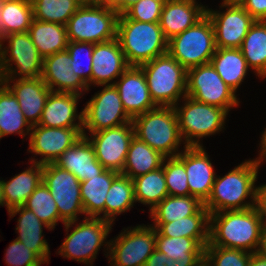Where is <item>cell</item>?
<instances>
[{
  "label": "cell",
  "mask_w": 266,
  "mask_h": 266,
  "mask_svg": "<svg viewBox=\"0 0 266 266\" xmlns=\"http://www.w3.org/2000/svg\"><path fill=\"white\" fill-rule=\"evenodd\" d=\"M263 223L256 207L210 214L207 245L257 253Z\"/></svg>",
  "instance_id": "1"
},
{
  "label": "cell",
  "mask_w": 266,
  "mask_h": 266,
  "mask_svg": "<svg viewBox=\"0 0 266 266\" xmlns=\"http://www.w3.org/2000/svg\"><path fill=\"white\" fill-rule=\"evenodd\" d=\"M263 160H246L223 177L216 175L210 197L204 207L210 214L223 211L245 210L256 206L258 169ZM250 196L251 201H246Z\"/></svg>",
  "instance_id": "2"
},
{
  "label": "cell",
  "mask_w": 266,
  "mask_h": 266,
  "mask_svg": "<svg viewBox=\"0 0 266 266\" xmlns=\"http://www.w3.org/2000/svg\"><path fill=\"white\" fill-rule=\"evenodd\" d=\"M117 39L130 66H140L168 50L159 22H139L125 14L118 18Z\"/></svg>",
  "instance_id": "3"
},
{
  "label": "cell",
  "mask_w": 266,
  "mask_h": 266,
  "mask_svg": "<svg viewBox=\"0 0 266 266\" xmlns=\"http://www.w3.org/2000/svg\"><path fill=\"white\" fill-rule=\"evenodd\" d=\"M135 136L159 151L165 157H175L184 140L179 131L174 107H161L146 111L132 119Z\"/></svg>",
  "instance_id": "4"
},
{
  "label": "cell",
  "mask_w": 266,
  "mask_h": 266,
  "mask_svg": "<svg viewBox=\"0 0 266 266\" xmlns=\"http://www.w3.org/2000/svg\"><path fill=\"white\" fill-rule=\"evenodd\" d=\"M140 67L144 72L151 98L157 106L174 107L179 105V100L187 96V70L168 52Z\"/></svg>",
  "instance_id": "5"
},
{
  "label": "cell",
  "mask_w": 266,
  "mask_h": 266,
  "mask_svg": "<svg viewBox=\"0 0 266 266\" xmlns=\"http://www.w3.org/2000/svg\"><path fill=\"white\" fill-rule=\"evenodd\" d=\"M75 223L76 221L64 223L67 236L58 249V253L63 258L93 265L92 263L104 243V246L107 247L105 250L109 251L110 242L105 240L113 223L102 218L85 217L82 223L75 225V228L68 234L69 228Z\"/></svg>",
  "instance_id": "6"
},
{
  "label": "cell",
  "mask_w": 266,
  "mask_h": 266,
  "mask_svg": "<svg viewBox=\"0 0 266 266\" xmlns=\"http://www.w3.org/2000/svg\"><path fill=\"white\" fill-rule=\"evenodd\" d=\"M184 105L174 108L177 113L179 131L186 146H202L199 139L222 131L229 114L221 107L199 102L190 96L183 98Z\"/></svg>",
  "instance_id": "7"
},
{
  "label": "cell",
  "mask_w": 266,
  "mask_h": 266,
  "mask_svg": "<svg viewBox=\"0 0 266 266\" xmlns=\"http://www.w3.org/2000/svg\"><path fill=\"white\" fill-rule=\"evenodd\" d=\"M215 51L214 29L207 15L168 40L167 52L186 70L210 63Z\"/></svg>",
  "instance_id": "8"
},
{
  "label": "cell",
  "mask_w": 266,
  "mask_h": 266,
  "mask_svg": "<svg viewBox=\"0 0 266 266\" xmlns=\"http://www.w3.org/2000/svg\"><path fill=\"white\" fill-rule=\"evenodd\" d=\"M6 40L8 46L4 48L3 42ZM42 71L43 58L38 53L28 31L12 33L1 39L0 79H15L17 75L18 79L37 78L42 76Z\"/></svg>",
  "instance_id": "9"
},
{
  "label": "cell",
  "mask_w": 266,
  "mask_h": 266,
  "mask_svg": "<svg viewBox=\"0 0 266 266\" xmlns=\"http://www.w3.org/2000/svg\"><path fill=\"white\" fill-rule=\"evenodd\" d=\"M119 14L108 7L80 6L67 21L68 40L103 43L117 38Z\"/></svg>",
  "instance_id": "10"
},
{
  "label": "cell",
  "mask_w": 266,
  "mask_h": 266,
  "mask_svg": "<svg viewBox=\"0 0 266 266\" xmlns=\"http://www.w3.org/2000/svg\"><path fill=\"white\" fill-rule=\"evenodd\" d=\"M123 229L115 240H110L106 252L111 266H145L156 246V229L151 225H138ZM109 253V254H108Z\"/></svg>",
  "instance_id": "11"
},
{
  "label": "cell",
  "mask_w": 266,
  "mask_h": 266,
  "mask_svg": "<svg viewBox=\"0 0 266 266\" xmlns=\"http://www.w3.org/2000/svg\"><path fill=\"white\" fill-rule=\"evenodd\" d=\"M186 94L191 98L227 112L239 105L236 92L219 76L211 63L187 70Z\"/></svg>",
  "instance_id": "12"
},
{
  "label": "cell",
  "mask_w": 266,
  "mask_h": 266,
  "mask_svg": "<svg viewBox=\"0 0 266 266\" xmlns=\"http://www.w3.org/2000/svg\"><path fill=\"white\" fill-rule=\"evenodd\" d=\"M42 182L52 194L63 224L77 221L78 214H85L81 201V182L73 173L48 163L43 165Z\"/></svg>",
  "instance_id": "13"
},
{
  "label": "cell",
  "mask_w": 266,
  "mask_h": 266,
  "mask_svg": "<svg viewBox=\"0 0 266 266\" xmlns=\"http://www.w3.org/2000/svg\"><path fill=\"white\" fill-rule=\"evenodd\" d=\"M130 122L132 119L125 112L114 84L95 93L83 109V132L87 129L90 134Z\"/></svg>",
  "instance_id": "14"
},
{
  "label": "cell",
  "mask_w": 266,
  "mask_h": 266,
  "mask_svg": "<svg viewBox=\"0 0 266 266\" xmlns=\"http://www.w3.org/2000/svg\"><path fill=\"white\" fill-rule=\"evenodd\" d=\"M220 12L206 8L215 36L216 48H240L248 30L256 21L238 2L223 0Z\"/></svg>",
  "instance_id": "15"
},
{
  "label": "cell",
  "mask_w": 266,
  "mask_h": 266,
  "mask_svg": "<svg viewBox=\"0 0 266 266\" xmlns=\"http://www.w3.org/2000/svg\"><path fill=\"white\" fill-rule=\"evenodd\" d=\"M82 136L88 138L95 150L98 162L106 169L122 173L130 143L135 136L132 122L118 127L86 133Z\"/></svg>",
  "instance_id": "16"
},
{
  "label": "cell",
  "mask_w": 266,
  "mask_h": 266,
  "mask_svg": "<svg viewBox=\"0 0 266 266\" xmlns=\"http://www.w3.org/2000/svg\"><path fill=\"white\" fill-rule=\"evenodd\" d=\"M82 133L83 128L32 126L28 151L43 158L39 161L32 158L30 161L41 165L54 163L66 149L78 141Z\"/></svg>",
  "instance_id": "17"
},
{
  "label": "cell",
  "mask_w": 266,
  "mask_h": 266,
  "mask_svg": "<svg viewBox=\"0 0 266 266\" xmlns=\"http://www.w3.org/2000/svg\"><path fill=\"white\" fill-rule=\"evenodd\" d=\"M177 157L184 163L190 195L203 204L210 197L216 173L203 146H186Z\"/></svg>",
  "instance_id": "18"
},
{
  "label": "cell",
  "mask_w": 266,
  "mask_h": 266,
  "mask_svg": "<svg viewBox=\"0 0 266 266\" xmlns=\"http://www.w3.org/2000/svg\"><path fill=\"white\" fill-rule=\"evenodd\" d=\"M120 77L117 79L119 81L114 80L112 83L117 88L123 108L131 119L158 107L151 98L140 66H129Z\"/></svg>",
  "instance_id": "19"
},
{
  "label": "cell",
  "mask_w": 266,
  "mask_h": 266,
  "mask_svg": "<svg viewBox=\"0 0 266 266\" xmlns=\"http://www.w3.org/2000/svg\"><path fill=\"white\" fill-rule=\"evenodd\" d=\"M129 66L117 38L94 44L91 86L112 85Z\"/></svg>",
  "instance_id": "20"
},
{
  "label": "cell",
  "mask_w": 266,
  "mask_h": 266,
  "mask_svg": "<svg viewBox=\"0 0 266 266\" xmlns=\"http://www.w3.org/2000/svg\"><path fill=\"white\" fill-rule=\"evenodd\" d=\"M41 78L52 92L82 95L83 91L89 90V86L72 70L70 55L67 50L43 59Z\"/></svg>",
  "instance_id": "21"
},
{
  "label": "cell",
  "mask_w": 266,
  "mask_h": 266,
  "mask_svg": "<svg viewBox=\"0 0 266 266\" xmlns=\"http://www.w3.org/2000/svg\"><path fill=\"white\" fill-rule=\"evenodd\" d=\"M16 80V81H15ZM17 98L24 117L31 126L38 125L51 90L41 77L0 79ZM13 83L12 86H10Z\"/></svg>",
  "instance_id": "22"
},
{
  "label": "cell",
  "mask_w": 266,
  "mask_h": 266,
  "mask_svg": "<svg viewBox=\"0 0 266 266\" xmlns=\"http://www.w3.org/2000/svg\"><path fill=\"white\" fill-rule=\"evenodd\" d=\"M81 95L64 92H50L38 125L58 128H83V110L77 114ZM78 120L77 122H75Z\"/></svg>",
  "instance_id": "23"
},
{
  "label": "cell",
  "mask_w": 266,
  "mask_h": 266,
  "mask_svg": "<svg viewBox=\"0 0 266 266\" xmlns=\"http://www.w3.org/2000/svg\"><path fill=\"white\" fill-rule=\"evenodd\" d=\"M206 8L196 0H166L159 25L167 40L181 34L206 15Z\"/></svg>",
  "instance_id": "24"
},
{
  "label": "cell",
  "mask_w": 266,
  "mask_h": 266,
  "mask_svg": "<svg viewBox=\"0 0 266 266\" xmlns=\"http://www.w3.org/2000/svg\"><path fill=\"white\" fill-rule=\"evenodd\" d=\"M54 164L73 173L80 182L99 176L106 170L98 162L94 147L85 136H81L76 143L66 149Z\"/></svg>",
  "instance_id": "25"
},
{
  "label": "cell",
  "mask_w": 266,
  "mask_h": 266,
  "mask_svg": "<svg viewBox=\"0 0 266 266\" xmlns=\"http://www.w3.org/2000/svg\"><path fill=\"white\" fill-rule=\"evenodd\" d=\"M10 218L19 213L17 227L19 236L17 240L24 243V246L32 250L44 263H49L50 248L44 239L43 227L51 230L48 225L42 222L32 211L25 207H17L8 211Z\"/></svg>",
  "instance_id": "26"
},
{
  "label": "cell",
  "mask_w": 266,
  "mask_h": 266,
  "mask_svg": "<svg viewBox=\"0 0 266 266\" xmlns=\"http://www.w3.org/2000/svg\"><path fill=\"white\" fill-rule=\"evenodd\" d=\"M152 226L163 236L193 238L203 248L209 243L210 213L204 205L194 215Z\"/></svg>",
  "instance_id": "27"
},
{
  "label": "cell",
  "mask_w": 266,
  "mask_h": 266,
  "mask_svg": "<svg viewBox=\"0 0 266 266\" xmlns=\"http://www.w3.org/2000/svg\"><path fill=\"white\" fill-rule=\"evenodd\" d=\"M30 163L32 166L26 168L22 173L15 175L8 181L2 180L7 211L23 206L42 182L43 165Z\"/></svg>",
  "instance_id": "28"
},
{
  "label": "cell",
  "mask_w": 266,
  "mask_h": 266,
  "mask_svg": "<svg viewBox=\"0 0 266 266\" xmlns=\"http://www.w3.org/2000/svg\"><path fill=\"white\" fill-rule=\"evenodd\" d=\"M119 174L112 170H105L99 176H93L80 183L81 201L86 217L88 215V217L105 219L107 192Z\"/></svg>",
  "instance_id": "29"
},
{
  "label": "cell",
  "mask_w": 266,
  "mask_h": 266,
  "mask_svg": "<svg viewBox=\"0 0 266 266\" xmlns=\"http://www.w3.org/2000/svg\"><path fill=\"white\" fill-rule=\"evenodd\" d=\"M28 33L43 59L66 50L69 43L66 26L59 23L33 19Z\"/></svg>",
  "instance_id": "30"
},
{
  "label": "cell",
  "mask_w": 266,
  "mask_h": 266,
  "mask_svg": "<svg viewBox=\"0 0 266 266\" xmlns=\"http://www.w3.org/2000/svg\"><path fill=\"white\" fill-rule=\"evenodd\" d=\"M210 63L222 80L235 92L249 71L240 48H216Z\"/></svg>",
  "instance_id": "31"
},
{
  "label": "cell",
  "mask_w": 266,
  "mask_h": 266,
  "mask_svg": "<svg viewBox=\"0 0 266 266\" xmlns=\"http://www.w3.org/2000/svg\"><path fill=\"white\" fill-rule=\"evenodd\" d=\"M155 249L176 260L177 266H196L204 257V248L195 239L163 236L157 231Z\"/></svg>",
  "instance_id": "32"
},
{
  "label": "cell",
  "mask_w": 266,
  "mask_h": 266,
  "mask_svg": "<svg viewBox=\"0 0 266 266\" xmlns=\"http://www.w3.org/2000/svg\"><path fill=\"white\" fill-rule=\"evenodd\" d=\"M164 158L159 151L134 136L121 174L131 179L136 178L162 167Z\"/></svg>",
  "instance_id": "33"
},
{
  "label": "cell",
  "mask_w": 266,
  "mask_h": 266,
  "mask_svg": "<svg viewBox=\"0 0 266 266\" xmlns=\"http://www.w3.org/2000/svg\"><path fill=\"white\" fill-rule=\"evenodd\" d=\"M31 129L32 126L24 117L17 98L0 81V139L14 133L25 137L27 134L30 135Z\"/></svg>",
  "instance_id": "34"
},
{
  "label": "cell",
  "mask_w": 266,
  "mask_h": 266,
  "mask_svg": "<svg viewBox=\"0 0 266 266\" xmlns=\"http://www.w3.org/2000/svg\"><path fill=\"white\" fill-rule=\"evenodd\" d=\"M240 50L248 68L266 78V21H255L243 39Z\"/></svg>",
  "instance_id": "35"
},
{
  "label": "cell",
  "mask_w": 266,
  "mask_h": 266,
  "mask_svg": "<svg viewBox=\"0 0 266 266\" xmlns=\"http://www.w3.org/2000/svg\"><path fill=\"white\" fill-rule=\"evenodd\" d=\"M204 204L196 197L166 196L151 211L154 223H170L194 215Z\"/></svg>",
  "instance_id": "36"
},
{
  "label": "cell",
  "mask_w": 266,
  "mask_h": 266,
  "mask_svg": "<svg viewBox=\"0 0 266 266\" xmlns=\"http://www.w3.org/2000/svg\"><path fill=\"white\" fill-rule=\"evenodd\" d=\"M132 180L135 201L150 206L149 211L168 196L163 167L137 176Z\"/></svg>",
  "instance_id": "37"
},
{
  "label": "cell",
  "mask_w": 266,
  "mask_h": 266,
  "mask_svg": "<svg viewBox=\"0 0 266 266\" xmlns=\"http://www.w3.org/2000/svg\"><path fill=\"white\" fill-rule=\"evenodd\" d=\"M133 180L119 174L112 182L105 199V220L114 222L116 215L130 210L135 203Z\"/></svg>",
  "instance_id": "38"
},
{
  "label": "cell",
  "mask_w": 266,
  "mask_h": 266,
  "mask_svg": "<svg viewBox=\"0 0 266 266\" xmlns=\"http://www.w3.org/2000/svg\"><path fill=\"white\" fill-rule=\"evenodd\" d=\"M34 19L66 25L81 4L76 0H30Z\"/></svg>",
  "instance_id": "39"
},
{
  "label": "cell",
  "mask_w": 266,
  "mask_h": 266,
  "mask_svg": "<svg viewBox=\"0 0 266 266\" xmlns=\"http://www.w3.org/2000/svg\"><path fill=\"white\" fill-rule=\"evenodd\" d=\"M1 15L5 23V36L27 32L34 19L30 0H4Z\"/></svg>",
  "instance_id": "40"
},
{
  "label": "cell",
  "mask_w": 266,
  "mask_h": 266,
  "mask_svg": "<svg viewBox=\"0 0 266 266\" xmlns=\"http://www.w3.org/2000/svg\"><path fill=\"white\" fill-rule=\"evenodd\" d=\"M23 207L32 211L51 230L61 221L55 200L43 182L28 197Z\"/></svg>",
  "instance_id": "41"
},
{
  "label": "cell",
  "mask_w": 266,
  "mask_h": 266,
  "mask_svg": "<svg viewBox=\"0 0 266 266\" xmlns=\"http://www.w3.org/2000/svg\"><path fill=\"white\" fill-rule=\"evenodd\" d=\"M162 167L164 169L168 196L190 195L184 163L177 156L165 157Z\"/></svg>",
  "instance_id": "42"
},
{
  "label": "cell",
  "mask_w": 266,
  "mask_h": 266,
  "mask_svg": "<svg viewBox=\"0 0 266 266\" xmlns=\"http://www.w3.org/2000/svg\"><path fill=\"white\" fill-rule=\"evenodd\" d=\"M66 50L70 55L72 70L81 77L90 89L94 43L69 41ZM84 59L87 61L86 65L83 63L85 62Z\"/></svg>",
  "instance_id": "43"
},
{
  "label": "cell",
  "mask_w": 266,
  "mask_h": 266,
  "mask_svg": "<svg viewBox=\"0 0 266 266\" xmlns=\"http://www.w3.org/2000/svg\"><path fill=\"white\" fill-rule=\"evenodd\" d=\"M251 254L244 250L206 245L204 257L212 266H248Z\"/></svg>",
  "instance_id": "44"
},
{
  "label": "cell",
  "mask_w": 266,
  "mask_h": 266,
  "mask_svg": "<svg viewBox=\"0 0 266 266\" xmlns=\"http://www.w3.org/2000/svg\"><path fill=\"white\" fill-rule=\"evenodd\" d=\"M166 0H139L124 14L139 22H159L163 5Z\"/></svg>",
  "instance_id": "45"
},
{
  "label": "cell",
  "mask_w": 266,
  "mask_h": 266,
  "mask_svg": "<svg viewBox=\"0 0 266 266\" xmlns=\"http://www.w3.org/2000/svg\"><path fill=\"white\" fill-rule=\"evenodd\" d=\"M5 259L9 266H41L44 263L32 250L17 239L9 244Z\"/></svg>",
  "instance_id": "46"
},
{
  "label": "cell",
  "mask_w": 266,
  "mask_h": 266,
  "mask_svg": "<svg viewBox=\"0 0 266 266\" xmlns=\"http://www.w3.org/2000/svg\"><path fill=\"white\" fill-rule=\"evenodd\" d=\"M238 3L256 21H266V0H240Z\"/></svg>",
  "instance_id": "47"
},
{
  "label": "cell",
  "mask_w": 266,
  "mask_h": 266,
  "mask_svg": "<svg viewBox=\"0 0 266 266\" xmlns=\"http://www.w3.org/2000/svg\"><path fill=\"white\" fill-rule=\"evenodd\" d=\"M145 266H177L176 260L169 259L165 253L154 250L146 260Z\"/></svg>",
  "instance_id": "48"
},
{
  "label": "cell",
  "mask_w": 266,
  "mask_h": 266,
  "mask_svg": "<svg viewBox=\"0 0 266 266\" xmlns=\"http://www.w3.org/2000/svg\"><path fill=\"white\" fill-rule=\"evenodd\" d=\"M255 207L259 212L263 227H266V184L257 186Z\"/></svg>",
  "instance_id": "49"
},
{
  "label": "cell",
  "mask_w": 266,
  "mask_h": 266,
  "mask_svg": "<svg viewBox=\"0 0 266 266\" xmlns=\"http://www.w3.org/2000/svg\"><path fill=\"white\" fill-rule=\"evenodd\" d=\"M139 0H120L113 9L119 14H124L130 7H132Z\"/></svg>",
  "instance_id": "50"
},
{
  "label": "cell",
  "mask_w": 266,
  "mask_h": 266,
  "mask_svg": "<svg viewBox=\"0 0 266 266\" xmlns=\"http://www.w3.org/2000/svg\"><path fill=\"white\" fill-rule=\"evenodd\" d=\"M248 266H266V258L259 253H252Z\"/></svg>",
  "instance_id": "51"
},
{
  "label": "cell",
  "mask_w": 266,
  "mask_h": 266,
  "mask_svg": "<svg viewBox=\"0 0 266 266\" xmlns=\"http://www.w3.org/2000/svg\"><path fill=\"white\" fill-rule=\"evenodd\" d=\"M81 5L109 8V0H83V3Z\"/></svg>",
  "instance_id": "52"
},
{
  "label": "cell",
  "mask_w": 266,
  "mask_h": 266,
  "mask_svg": "<svg viewBox=\"0 0 266 266\" xmlns=\"http://www.w3.org/2000/svg\"><path fill=\"white\" fill-rule=\"evenodd\" d=\"M257 253H259L262 257L266 258V227H263L260 247Z\"/></svg>",
  "instance_id": "53"
},
{
  "label": "cell",
  "mask_w": 266,
  "mask_h": 266,
  "mask_svg": "<svg viewBox=\"0 0 266 266\" xmlns=\"http://www.w3.org/2000/svg\"><path fill=\"white\" fill-rule=\"evenodd\" d=\"M265 131L262 133L261 137V143H260V154L259 157L261 159L266 160V128L264 129Z\"/></svg>",
  "instance_id": "54"
},
{
  "label": "cell",
  "mask_w": 266,
  "mask_h": 266,
  "mask_svg": "<svg viewBox=\"0 0 266 266\" xmlns=\"http://www.w3.org/2000/svg\"><path fill=\"white\" fill-rule=\"evenodd\" d=\"M4 7V0H0V41L5 37V23L2 20V9Z\"/></svg>",
  "instance_id": "55"
},
{
  "label": "cell",
  "mask_w": 266,
  "mask_h": 266,
  "mask_svg": "<svg viewBox=\"0 0 266 266\" xmlns=\"http://www.w3.org/2000/svg\"><path fill=\"white\" fill-rule=\"evenodd\" d=\"M0 206H6L3 187H2V180H0Z\"/></svg>",
  "instance_id": "56"
},
{
  "label": "cell",
  "mask_w": 266,
  "mask_h": 266,
  "mask_svg": "<svg viewBox=\"0 0 266 266\" xmlns=\"http://www.w3.org/2000/svg\"><path fill=\"white\" fill-rule=\"evenodd\" d=\"M196 266H212L205 257H203Z\"/></svg>",
  "instance_id": "57"
},
{
  "label": "cell",
  "mask_w": 266,
  "mask_h": 266,
  "mask_svg": "<svg viewBox=\"0 0 266 266\" xmlns=\"http://www.w3.org/2000/svg\"><path fill=\"white\" fill-rule=\"evenodd\" d=\"M120 0H109V8H113Z\"/></svg>",
  "instance_id": "58"
},
{
  "label": "cell",
  "mask_w": 266,
  "mask_h": 266,
  "mask_svg": "<svg viewBox=\"0 0 266 266\" xmlns=\"http://www.w3.org/2000/svg\"><path fill=\"white\" fill-rule=\"evenodd\" d=\"M229 2H239L240 0H227Z\"/></svg>",
  "instance_id": "59"
},
{
  "label": "cell",
  "mask_w": 266,
  "mask_h": 266,
  "mask_svg": "<svg viewBox=\"0 0 266 266\" xmlns=\"http://www.w3.org/2000/svg\"><path fill=\"white\" fill-rule=\"evenodd\" d=\"M76 1H78L80 4H82V3H83V0H76Z\"/></svg>",
  "instance_id": "60"
}]
</instances>
